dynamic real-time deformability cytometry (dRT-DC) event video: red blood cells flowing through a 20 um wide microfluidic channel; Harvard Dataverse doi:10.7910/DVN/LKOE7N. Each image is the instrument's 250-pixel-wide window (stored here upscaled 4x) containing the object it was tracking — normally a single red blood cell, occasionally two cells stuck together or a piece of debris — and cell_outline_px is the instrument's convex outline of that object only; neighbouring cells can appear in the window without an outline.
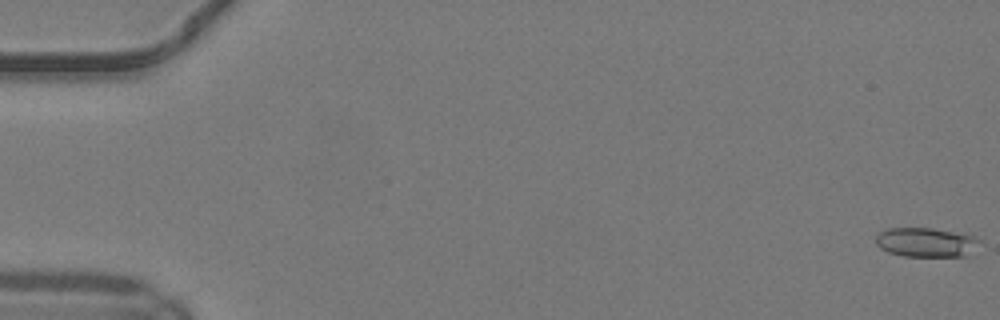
{"species": "common noctule bat (a hibernating species)", "species_latin": "Nyctalus noctula", "temperature_condition": "warm", "stored_images_in_passage": 51, "camera_frame_rate_fps": 3000, "um_per_image_px": 0.085, "animal": {"sex": "male", "body_mass_g": 19.2, "forearm_length_mm": 51.8}, "frame": {"image": 1, "passage_image": 1, "time_ms": 0.0, "image_size_px": [1000, 320], "cell_outline_px": [[980, 240], [964, 256], [904, 256], [888, 252], [880, 248], [876, 244], [876, 236], [880, 232], [888, 228], [932, 228], [964, 232]], "centroid_in_image_um": [78.66, 20.57], "position_along_channel_um": 6.3, "area_um2": 17.57}}
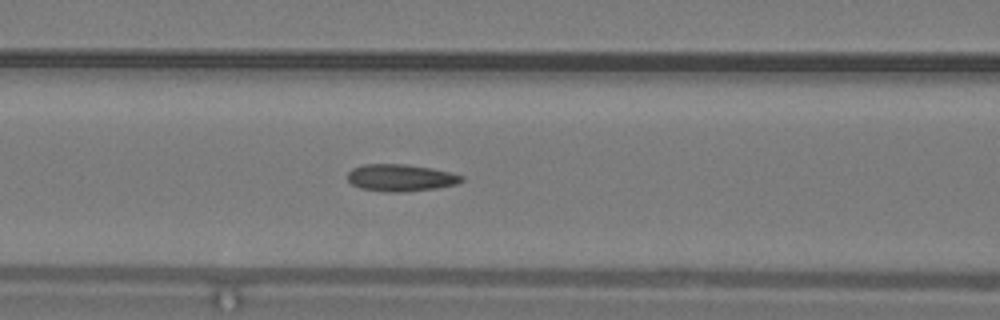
{"frame": {"image": 2, "passage_image": 22, "time_ms": 7.0, "image_size_px": [1000, 320], "cell_outline_px": [[464, 180], [456, 184], [436, 188], [404, 192], [384, 192], [360, 188], [352, 184], [348, 180], [348, 172], [352, 168], [364, 164], [404, 164], [432, 168], [452, 172], [464, 176]], "centroid_in_image_um": [34.06, 15.11], "position_along_channel_um": 132.5, "area_um2": 18.09}}
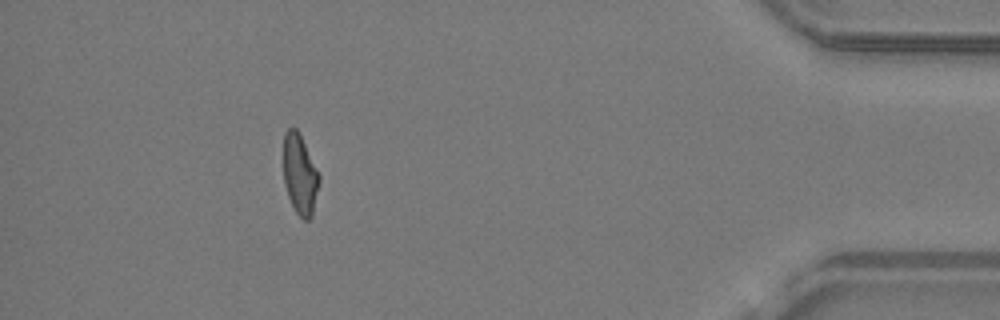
{"frame": {"image": 3, "passage_image": 46, "time_ms": 15.0, "image_size_px": [1000, 320], "cell_outline_px": [[320, 180], [312, 216], [308, 220], [304, 220], [296, 212], [288, 196], [284, 184], [284, 132], [288, 128], [296, 128], [300, 132], [320, 176]], "centroid_in_image_um": [25.49, 14.8], "position_along_channel_um": 409.7, "area_um2": 16.7}, "authors_computed_cell_mechanics": {"area_um2": 17.4556, "velocity_mm_per_s": 4.162, "shape_relaxation_time_tau1_ms": null, "shape_relaxation_time_tau2_ms": 1.9286, "deformation_change_tau1": null, "deformation_change_tau2": 0.1065}}